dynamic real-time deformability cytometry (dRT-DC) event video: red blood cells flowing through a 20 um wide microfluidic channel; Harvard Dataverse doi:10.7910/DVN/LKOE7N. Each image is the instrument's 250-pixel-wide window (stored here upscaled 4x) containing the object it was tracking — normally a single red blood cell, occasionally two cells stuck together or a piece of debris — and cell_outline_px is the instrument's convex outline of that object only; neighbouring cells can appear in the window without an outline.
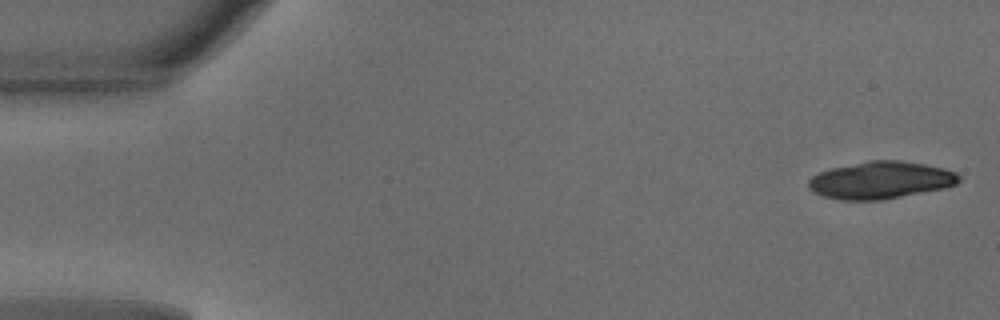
{"species": "common noctule bat (a hibernating species)", "species_latin": "Nyctalus noctula", "temperature_condition": "warm", "stored_images_in_passage": 17, "camera_frame_rate_fps": 3000, "um_per_image_px": 0.085, "animal": {"sex": "male", "body_mass_g": 18.8}, "frame": {"image": 1, "passage_image": 1, "time_ms": 0.0, "image_size_px": [1000, 320], "cell_outline_px": [[960, 180], [956, 184], [944, 188], [880, 200], [840, 200], [824, 196], [812, 192], [808, 188], [808, 180], [812, 176], [820, 172], [832, 168], [868, 160], [900, 160], [924, 164], [944, 168], [956, 172], [960, 176]], "centroid_in_image_um": [74.84, 15.31], "position_along_channel_um": 10.2, "area_um2": 32.66}}
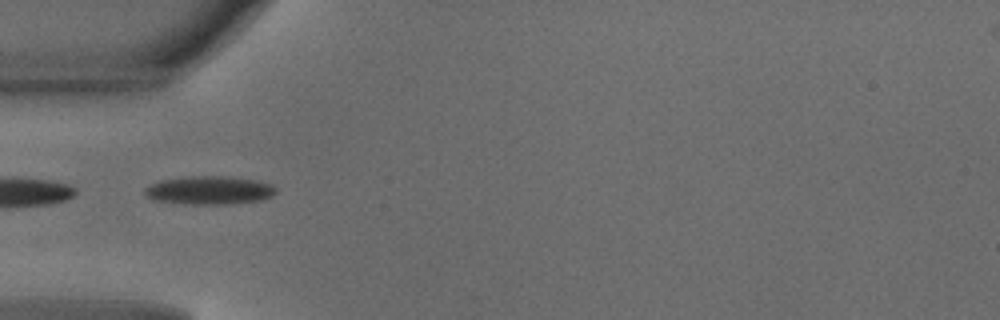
{"frame": {"image": 2, "passage_image": 15, "time_ms": 4.667, "image_size_px": [1000, 320], "cell_outline_px": [[276, 192], [272, 196], [260, 200], [232, 204], [184, 204], [156, 200], [148, 196], [144, 192], [144, 188], [148, 184], [160, 180], [188, 176], [232, 176], [256, 180], [272, 184], [276, 188]], "centroid_in_image_um": [17.8, 16.16], "position_along_channel_um": 67.2, "area_um2": 21.91}}